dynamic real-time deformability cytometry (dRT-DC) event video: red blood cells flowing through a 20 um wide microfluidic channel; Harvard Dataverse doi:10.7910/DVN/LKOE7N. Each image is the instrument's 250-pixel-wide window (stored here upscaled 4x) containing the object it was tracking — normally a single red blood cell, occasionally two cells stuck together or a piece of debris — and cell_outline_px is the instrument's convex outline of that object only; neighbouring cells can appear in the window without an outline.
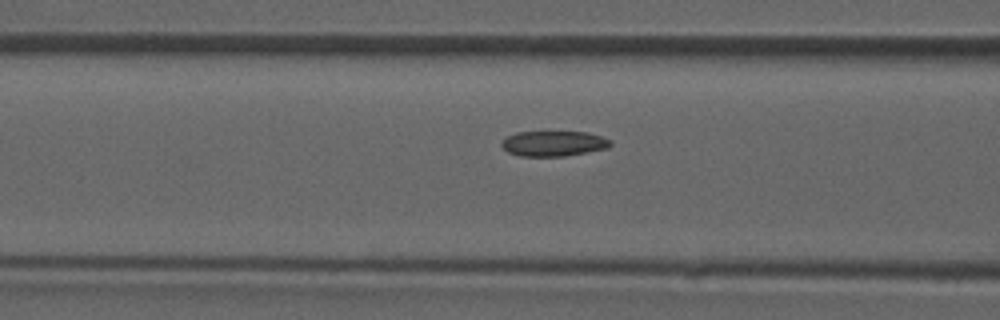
{"species": "common noctule bat (a hibernating species)", "species_latin": "Nyctalus noctula", "temperature_condition": "room temperature", "stored_images_in_passage": 34, "camera_frame_rate_fps": 3000, "um_per_image_px": 0.085, "animal": {"sex": "male", "forearm_length_mm": 52.5}, "frame": {"image": 1, "passage_image": 10, "time_ms": 3.0, "image_size_px": [1000, 320], "cell_outline_px": [[612, 144], [608, 148], [564, 156], [520, 156], [508, 152], [500, 144], [508, 136], [516, 132], [588, 132], [612, 140]], "centroid_in_image_um": [47.07, 12.2], "position_along_channel_um": 119.5, "area_um2": 15.95}}